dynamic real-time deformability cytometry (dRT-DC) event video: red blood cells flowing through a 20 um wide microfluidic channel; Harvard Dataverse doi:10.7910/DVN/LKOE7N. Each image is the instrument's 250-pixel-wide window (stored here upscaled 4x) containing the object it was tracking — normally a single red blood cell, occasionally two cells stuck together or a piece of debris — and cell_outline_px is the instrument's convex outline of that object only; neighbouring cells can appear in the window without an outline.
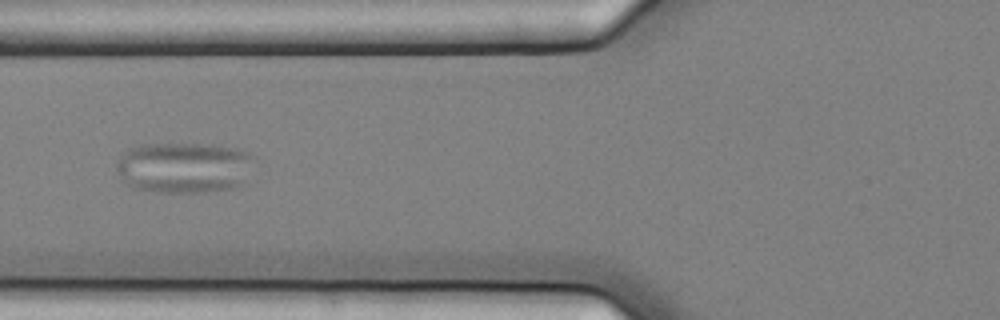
{"species": "common noctule bat (a hibernating species)", "species_latin": "Nyctalus noctula", "temperature_condition": "cold", "stored_images_in_passage": 7, "camera_frame_rate_fps": 3000, "um_per_image_px": 0.085, "animal": {"sex": "female", "body_mass_g": 25.1}, "frame": {"image": 1, "passage_image": 3, "time_ms": 0.667, "image_size_px": [1000, 320], "cell_outline_px": [[256, 156], [244, 184], [232, 188], [204, 192], [160, 192], [132, 188], [120, 176], [116, 168], [116, 164], [120, 156], [128, 148], [140, 144], [212, 144], [236, 148], [248, 152]], "centroid_in_image_um": [15.67, 14.23], "position_along_channel_um": 110.1, "area_um2": 41.33}}
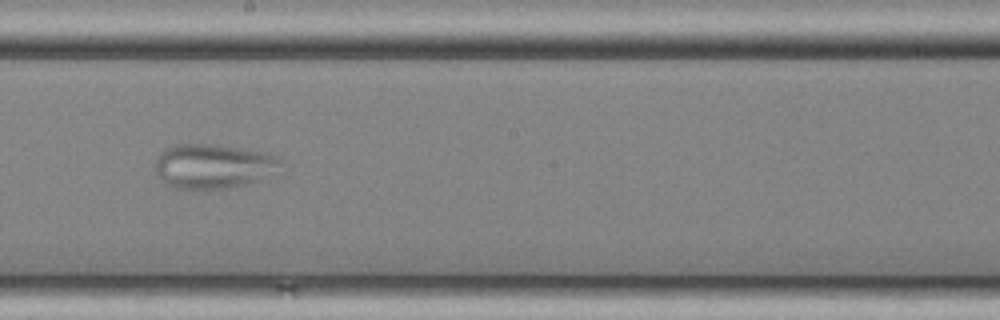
{"frame": {"image": 2, "passage_image": 6, "time_ms": 1.667, "image_size_px": [1000, 320], "cell_outline_px": [[284, 160], [256, 180], [244, 184], [228, 188], [204, 192], [176, 188], [168, 184], [156, 176], [156, 160], [160, 152], [164, 148], [172, 144], [212, 144], [268, 152], [280, 156]], "centroid_in_image_um": [18.02, 14.13], "position_along_channel_um": 230.2, "area_um2": 32.71}}
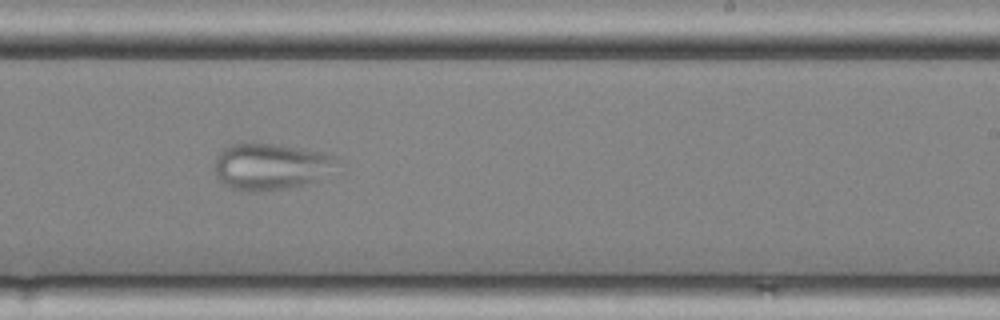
{"frame": {"image": 3, "passage_image": 7, "time_ms": 2.0, "image_size_px": [1000, 320], "cell_outline_px": [[336, 160], [316, 180], [288, 188], [256, 192], [248, 192], [232, 188], [224, 184], [216, 176], [216, 156], [224, 148], [232, 144], [276, 144], [328, 152], [336, 156]], "centroid_in_image_um": [22.94, 14.15], "position_along_channel_um": 266.1, "area_um2": 32.43}}